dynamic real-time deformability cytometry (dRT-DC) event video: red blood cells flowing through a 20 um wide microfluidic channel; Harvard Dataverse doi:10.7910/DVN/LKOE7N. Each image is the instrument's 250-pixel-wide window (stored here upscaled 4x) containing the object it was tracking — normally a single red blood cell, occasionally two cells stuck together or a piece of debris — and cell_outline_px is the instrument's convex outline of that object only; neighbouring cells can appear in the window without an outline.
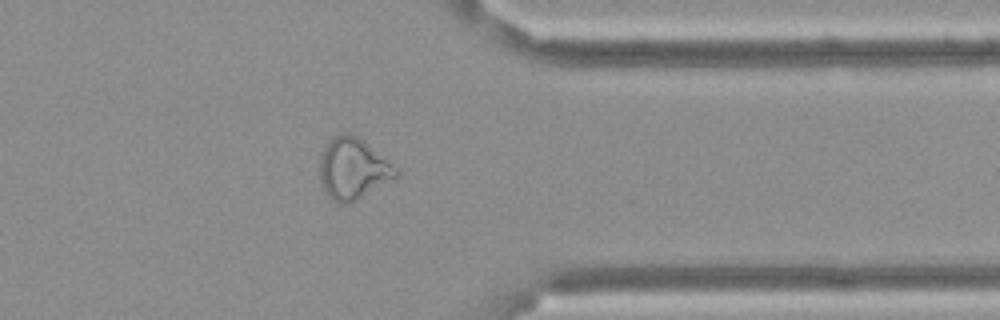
{"species": "Egyptian fruit bat (a non-hibernating species)", "species_latin": "Rousettus aegyptiacus", "temperature_condition": "cold", "stored_images_in_passage": 15, "camera_frame_rate_fps": 3000, "um_per_image_px": 0.085, "frame": {"image": 1, "passage_image": 13, "time_ms": 4.0, "image_size_px": [1000, 320], "cell_outline_px": [[400, 172], [396, 176], [356, 200], [348, 204], [340, 204], [332, 200], [324, 192], [320, 180], [320, 156], [328, 140], [340, 132], [348, 132], [364, 140], [400, 168]], "centroid_in_image_um": [30.0, 14.31], "position_along_channel_um": 381.4, "area_um2": 27.46}}